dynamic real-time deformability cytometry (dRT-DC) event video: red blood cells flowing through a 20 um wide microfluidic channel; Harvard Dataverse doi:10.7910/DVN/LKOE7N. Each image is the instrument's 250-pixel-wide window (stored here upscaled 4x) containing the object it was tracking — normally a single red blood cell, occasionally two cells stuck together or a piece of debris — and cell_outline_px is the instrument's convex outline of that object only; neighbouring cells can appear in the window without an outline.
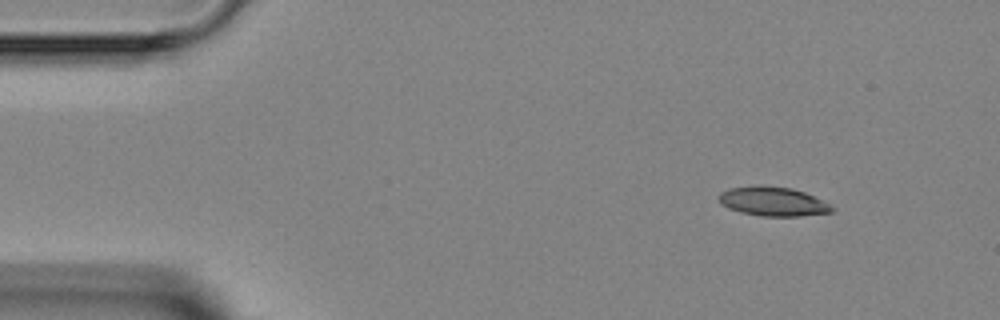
{"species": "Egyptian fruit bat (a non-hibernating species)", "species_latin": "Rousettus aegyptiacus", "temperature_condition": "room temperature", "stored_images_in_passage": 4, "segment_of_instrument_passage": [1, 2], "camera_frame_rate_fps": 3000, "um_per_image_px": 0.085, "animal": {"sex": "female"}, "frame": {"image": 1, "passage_image": 1, "time_ms": 0.0, "image_size_px": [1000, 320], "cell_outline_px": [[836, 208], [832, 212], [800, 216], [760, 216], [740, 212], [728, 208], [720, 204], [716, 196], [720, 192], [728, 188], [760, 184], [792, 188], [804, 192]], "centroid_in_image_um": [65.62, 17.11], "position_along_channel_um": 19.4, "area_um2": 19.48}}